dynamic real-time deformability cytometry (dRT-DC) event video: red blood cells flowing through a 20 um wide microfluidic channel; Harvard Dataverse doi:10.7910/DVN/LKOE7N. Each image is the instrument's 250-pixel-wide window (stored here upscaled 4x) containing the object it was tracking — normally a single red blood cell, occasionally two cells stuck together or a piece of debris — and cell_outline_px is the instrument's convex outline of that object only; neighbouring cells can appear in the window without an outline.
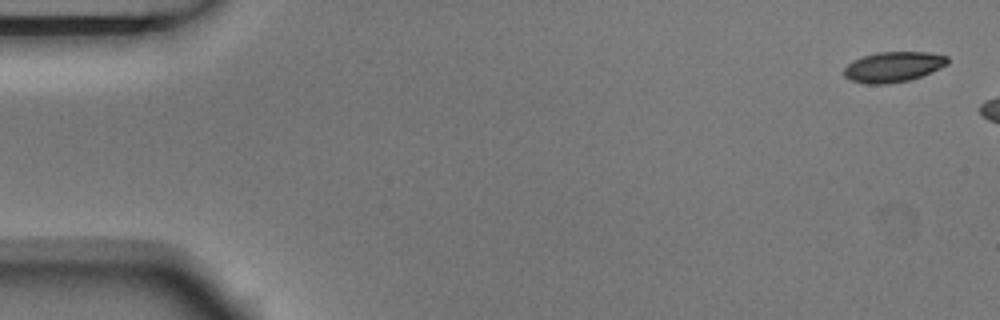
{"species": "Egyptian fruit bat (a non-hibernating species)", "species_latin": "Rousettus aegyptiacus", "temperature_condition": "room temperature", "stored_images_in_passage": 3, "camera_frame_rate_fps": 3000, "um_per_image_px": 0.085, "animal": {"sex": "male"}, "frame": {"image": 1, "passage_image": 1, "time_ms": 0.0, "image_size_px": [1000, 320], "cell_outline_px": [[948, 64], [940, 68], [920, 76], [908, 80], [888, 84], [868, 84], [852, 80], [844, 76], [844, 68], [852, 60], [876, 52], [928, 52], [948, 56]], "centroid_in_image_um": [75.92, 5.67], "position_along_channel_um": 9.1, "area_um2": 18.21}}